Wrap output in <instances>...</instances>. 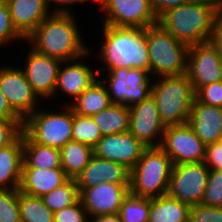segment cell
<instances>
[{"label": "cell", "instance_id": "277c9868", "mask_svg": "<svg viewBox=\"0 0 222 222\" xmlns=\"http://www.w3.org/2000/svg\"><path fill=\"white\" fill-rule=\"evenodd\" d=\"M151 95L166 127L188 123L196 96L187 74L154 78Z\"/></svg>", "mask_w": 222, "mask_h": 222}, {"label": "cell", "instance_id": "5bb4252c", "mask_svg": "<svg viewBox=\"0 0 222 222\" xmlns=\"http://www.w3.org/2000/svg\"><path fill=\"white\" fill-rule=\"evenodd\" d=\"M129 111L128 131L145 147H160L166 126L161 120L152 95L130 106Z\"/></svg>", "mask_w": 222, "mask_h": 222}, {"label": "cell", "instance_id": "7c38bea8", "mask_svg": "<svg viewBox=\"0 0 222 222\" xmlns=\"http://www.w3.org/2000/svg\"><path fill=\"white\" fill-rule=\"evenodd\" d=\"M160 148L171 158L173 165L205 160L206 145L188 123L167 126Z\"/></svg>", "mask_w": 222, "mask_h": 222}, {"label": "cell", "instance_id": "6da1fadb", "mask_svg": "<svg viewBox=\"0 0 222 222\" xmlns=\"http://www.w3.org/2000/svg\"><path fill=\"white\" fill-rule=\"evenodd\" d=\"M74 15L73 12L52 13L25 39V43L36 52L61 62L83 57L91 50L84 42Z\"/></svg>", "mask_w": 222, "mask_h": 222}, {"label": "cell", "instance_id": "30bf717a", "mask_svg": "<svg viewBox=\"0 0 222 222\" xmlns=\"http://www.w3.org/2000/svg\"><path fill=\"white\" fill-rule=\"evenodd\" d=\"M209 171L204 162L173 165L168 195L189 206L201 204Z\"/></svg>", "mask_w": 222, "mask_h": 222}, {"label": "cell", "instance_id": "4316f807", "mask_svg": "<svg viewBox=\"0 0 222 222\" xmlns=\"http://www.w3.org/2000/svg\"><path fill=\"white\" fill-rule=\"evenodd\" d=\"M92 155L91 146L71 140L60 149L61 168L70 179H76Z\"/></svg>", "mask_w": 222, "mask_h": 222}, {"label": "cell", "instance_id": "5b68a950", "mask_svg": "<svg viewBox=\"0 0 222 222\" xmlns=\"http://www.w3.org/2000/svg\"><path fill=\"white\" fill-rule=\"evenodd\" d=\"M149 51V73L152 79L187 73L189 47L177 40L158 23L145 28Z\"/></svg>", "mask_w": 222, "mask_h": 222}, {"label": "cell", "instance_id": "f35d334b", "mask_svg": "<svg viewBox=\"0 0 222 222\" xmlns=\"http://www.w3.org/2000/svg\"><path fill=\"white\" fill-rule=\"evenodd\" d=\"M190 217L194 222H222V207L190 206Z\"/></svg>", "mask_w": 222, "mask_h": 222}, {"label": "cell", "instance_id": "603a6c76", "mask_svg": "<svg viewBox=\"0 0 222 222\" xmlns=\"http://www.w3.org/2000/svg\"><path fill=\"white\" fill-rule=\"evenodd\" d=\"M23 162L22 132L12 144L0 148V190L19 189Z\"/></svg>", "mask_w": 222, "mask_h": 222}, {"label": "cell", "instance_id": "8fae6325", "mask_svg": "<svg viewBox=\"0 0 222 222\" xmlns=\"http://www.w3.org/2000/svg\"><path fill=\"white\" fill-rule=\"evenodd\" d=\"M0 90L11 109L23 121L41 105V99L18 66H0Z\"/></svg>", "mask_w": 222, "mask_h": 222}, {"label": "cell", "instance_id": "484cf974", "mask_svg": "<svg viewBox=\"0 0 222 222\" xmlns=\"http://www.w3.org/2000/svg\"><path fill=\"white\" fill-rule=\"evenodd\" d=\"M190 215V206L168 194L151 199L148 222H183Z\"/></svg>", "mask_w": 222, "mask_h": 222}, {"label": "cell", "instance_id": "9a60e30c", "mask_svg": "<svg viewBox=\"0 0 222 222\" xmlns=\"http://www.w3.org/2000/svg\"><path fill=\"white\" fill-rule=\"evenodd\" d=\"M24 65L20 66L27 81L41 100H52L61 61L36 52L29 46Z\"/></svg>", "mask_w": 222, "mask_h": 222}, {"label": "cell", "instance_id": "cb8c5ba5", "mask_svg": "<svg viewBox=\"0 0 222 222\" xmlns=\"http://www.w3.org/2000/svg\"><path fill=\"white\" fill-rule=\"evenodd\" d=\"M23 168L62 169L60 149L33 142L23 132Z\"/></svg>", "mask_w": 222, "mask_h": 222}, {"label": "cell", "instance_id": "d6a6232c", "mask_svg": "<svg viewBox=\"0 0 222 222\" xmlns=\"http://www.w3.org/2000/svg\"><path fill=\"white\" fill-rule=\"evenodd\" d=\"M19 189L0 190V222H21Z\"/></svg>", "mask_w": 222, "mask_h": 222}, {"label": "cell", "instance_id": "52a82bcc", "mask_svg": "<svg viewBox=\"0 0 222 222\" xmlns=\"http://www.w3.org/2000/svg\"><path fill=\"white\" fill-rule=\"evenodd\" d=\"M61 108L58 111L38 108L23 121V132L35 143L61 149L72 140L73 125L71 107L64 104Z\"/></svg>", "mask_w": 222, "mask_h": 222}, {"label": "cell", "instance_id": "b9f144b4", "mask_svg": "<svg viewBox=\"0 0 222 222\" xmlns=\"http://www.w3.org/2000/svg\"><path fill=\"white\" fill-rule=\"evenodd\" d=\"M87 1H94L95 3H97V0H49V6L51 8L54 5V7H52L53 13H72V11L70 10L71 6H75L76 4L79 5L82 3L85 4Z\"/></svg>", "mask_w": 222, "mask_h": 222}, {"label": "cell", "instance_id": "7402d4cb", "mask_svg": "<svg viewBox=\"0 0 222 222\" xmlns=\"http://www.w3.org/2000/svg\"><path fill=\"white\" fill-rule=\"evenodd\" d=\"M69 179L63 169L22 168L19 191L30 196L42 197Z\"/></svg>", "mask_w": 222, "mask_h": 222}, {"label": "cell", "instance_id": "8d00e7d4", "mask_svg": "<svg viewBox=\"0 0 222 222\" xmlns=\"http://www.w3.org/2000/svg\"><path fill=\"white\" fill-rule=\"evenodd\" d=\"M195 96L199 102L222 108V81L199 87Z\"/></svg>", "mask_w": 222, "mask_h": 222}, {"label": "cell", "instance_id": "f546056e", "mask_svg": "<svg viewBox=\"0 0 222 222\" xmlns=\"http://www.w3.org/2000/svg\"><path fill=\"white\" fill-rule=\"evenodd\" d=\"M44 204L56 212L75 204L80 199V193L75 179H69L62 186L41 197Z\"/></svg>", "mask_w": 222, "mask_h": 222}, {"label": "cell", "instance_id": "e575fe53", "mask_svg": "<svg viewBox=\"0 0 222 222\" xmlns=\"http://www.w3.org/2000/svg\"><path fill=\"white\" fill-rule=\"evenodd\" d=\"M18 39L19 42L20 40L25 42V39L17 32L12 24L5 0H0V48H3L4 45L6 48L9 43H14L13 41L15 40L18 42Z\"/></svg>", "mask_w": 222, "mask_h": 222}, {"label": "cell", "instance_id": "8992f818", "mask_svg": "<svg viewBox=\"0 0 222 222\" xmlns=\"http://www.w3.org/2000/svg\"><path fill=\"white\" fill-rule=\"evenodd\" d=\"M172 168L171 158L160 147L146 148L130 170V193L150 199L167 195Z\"/></svg>", "mask_w": 222, "mask_h": 222}, {"label": "cell", "instance_id": "f1b7e54d", "mask_svg": "<svg viewBox=\"0 0 222 222\" xmlns=\"http://www.w3.org/2000/svg\"><path fill=\"white\" fill-rule=\"evenodd\" d=\"M18 203L21 222H54V212L44 204L41 197L19 191Z\"/></svg>", "mask_w": 222, "mask_h": 222}, {"label": "cell", "instance_id": "60d3db41", "mask_svg": "<svg viewBox=\"0 0 222 222\" xmlns=\"http://www.w3.org/2000/svg\"><path fill=\"white\" fill-rule=\"evenodd\" d=\"M191 0H149V3L157 16L159 18L164 12L169 9L175 8L185 3L190 2Z\"/></svg>", "mask_w": 222, "mask_h": 222}, {"label": "cell", "instance_id": "f6af8a7d", "mask_svg": "<svg viewBox=\"0 0 222 222\" xmlns=\"http://www.w3.org/2000/svg\"><path fill=\"white\" fill-rule=\"evenodd\" d=\"M90 222H122L119 214L101 215L91 218Z\"/></svg>", "mask_w": 222, "mask_h": 222}, {"label": "cell", "instance_id": "7a4b0ae2", "mask_svg": "<svg viewBox=\"0 0 222 222\" xmlns=\"http://www.w3.org/2000/svg\"><path fill=\"white\" fill-rule=\"evenodd\" d=\"M102 40L94 58L102 64L98 74L117 68L149 71V51L145 28L115 27L102 24ZM97 56V57H96ZM104 66V67H103Z\"/></svg>", "mask_w": 222, "mask_h": 222}, {"label": "cell", "instance_id": "ab89813d", "mask_svg": "<svg viewBox=\"0 0 222 222\" xmlns=\"http://www.w3.org/2000/svg\"><path fill=\"white\" fill-rule=\"evenodd\" d=\"M204 163L209 170H222V140L206 145Z\"/></svg>", "mask_w": 222, "mask_h": 222}, {"label": "cell", "instance_id": "3957f363", "mask_svg": "<svg viewBox=\"0 0 222 222\" xmlns=\"http://www.w3.org/2000/svg\"><path fill=\"white\" fill-rule=\"evenodd\" d=\"M222 0H191L164 12L158 24L188 46L212 39Z\"/></svg>", "mask_w": 222, "mask_h": 222}, {"label": "cell", "instance_id": "836d02e7", "mask_svg": "<svg viewBox=\"0 0 222 222\" xmlns=\"http://www.w3.org/2000/svg\"><path fill=\"white\" fill-rule=\"evenodd\" d=\"M201 204L222 207V170H210L208 183Z\"/></svg>", "mask_w": 222, "mask_h": 222}, {"label": "cell", "instance_id": "9c48e42d", "mask_svg": "<svg viewBox=\"0 0 222 222\" xmlns=\"http://www.w3.org/2000/svg\"><path fill=\"white\" fill-rule=\"evenodd\" d=\"M96 5L106 14L103 25L147 28L158 22L149 0H97Z\"/></svg>", "mask_w": 222, "mask_h": 222}, {"label": "cell", "instance_id": "e0dca14e", "mask_svg": "<svg viewBox=\"0 0 222 222\" xmlns=\"http://www.w3.org/2000/svg\"><path fill=\"white\" fill-rule=\"evenodd\" d=\"M89 54H91L90 51L78 59L61 62L57 74L55 92L52 98H55V94L58 92H61L62 95L66 94L65 96H68L71 101L69 100L65 105H69L70 102H73L99 79L98 70H94L92 68L93 66L90 67L88 63L86 64V62H84L85 57L86 59L87 57H92Z\"/></svg>", "mask_w": 222, "mask_h": 222}, {"label": "cell", "instance_id": "ba28073f", "mask_svg": "<svg viewBox=\"0 0 222 222\" xmlns=\"http://www.w3.org/2000/svg\"><path fill=\"white\" fill-rule=\"evenodd\" d=\"M108 75V76H107ZM101 82L106 87L112 104L128 107L151 95L152 77L149 71L136 68H117L107 72Z\"/></svg>", "mask_w": 222, "mask_h": 222}, {"label": "cell", "instance_id": "74e56055", "mask_svg": "<svg viewBox=\"0 0 222 222\" xmlns=\"http://www.w3.org/2000/svg\"><path fill=\"white\" fill-rule=\"evenodd\" d=\"M54 222H90L81 200L75 204L54 212Z\"/></svg>", "mask_w": 222, "mask_h": 222}, {"label": "cell", "instance_id": "ffe728a7", "mask_svg": "<svg viewBox=\"0 0 222 222\" xmlns=\"http://www.w3.org/2000/svg\"><path fill=\"white\" fill-rule=\"evenodd\" d=\"M5 2L14 28L24 39L53 13L49 0H5Z\"/></svg>", "mask_w": 222, "mask_h": 222}, {"label": "cell", "instance_id": "44dd1931", "mask_svg": "<svg viewBox=\"0 0 222 222\" xmlns=\"http://www.w3.org/2000/svg\"><path fill=\"white\" fill-rule=\"evenodd\" d=\"M188 124L205 144L222 140V108L194 100Z\"/></svg>", "mask_w": 222, "mask_h": 222}, {"label": "cell", "instance_id": "ee69618b", "mask_svg": "<svg viewBox=\"0 0 222 222\" xmlns=\"http://www.w3.org/2000/svg\"><path fill=\"white\" fill-rule=\"evenodd\" d=\"M0 118L1 119H21L9 106L6 97L0 90Z\"/></svg>", "mask_w": 222, "mask_h": 222}, {"label": "cell", "instance_id": "2e32d148", "mask_svg": "<svg viewBox=\"0 0 222 222\" xmlns=\"http://www.w3.org/2000/svg\"><path fill=\"white\" fill-rule=\"evenodd\" d=\"M130 185L99 183L97 186L78 188L80 200L89 218L118 214Z\"/></svg>", "mask_w": 222, "mask_h": 222}, {"label": "cell", "instance_id": "4dcf8cb0", "mask_svg": "<svg viewBox=\"0 0 222 222\" xmlns=\"http://www.w3.org/2000/svg\"><path fill=\"white\" fill-rule=\"evenodd\" d=\"M151 199L129 194L124 198L119 209L122 222H148Z\"/></svg>", "mask_w": 222, "mask_h": 222}, {"label": "cell", "instance_id": "ac0fdd59", "mask_svg": "<svg viewBox=\"0 0 222 222\" xmlns=\"http://www.w3.org/2000/svg\"><path fill=\"white\" fill-rule=\"evenodd\" d=\"M129 131L103 136L93 147L99 158L122 164L131 170L146 149Z\"/></svg>", "mask_w": 222, "mask_h": 222}, {"label": "cell", "instance_id": "d6986e66", "mask_svg": "<svg viewBox=\"0 0 222 222\" xmlns=\"http://www.w3.org/2000/svg\"><path fill=\"white\" fill-rule=\"evenodd\" d=\"M75 180L78 188L93 187L103 182L130 185V170L122 164L93 154L88 165Z\"/></svg>", "mask_w": 222, "mask_h": 222}, {"label": "cell", "instance_id": "1f68e13d", "mask_svg": "<svg viewBox=\"0 0 222 222\" xmlns=\"http://www.w3.org/2000/svg\"><path fill=\"white\" fill-rule=\"evenodd\" d=\"M102 137L100 129L91 116H83L73 112L72 140L93 148Z\"/></svg>", "mask_w": 222, "mask_h": 222}, {"label": "cell", "instance_id": "4fadbf2b", "mask_svg": "<svg viewBox=\"0 0 222 222\" xmlns=\"http://www.w3.org/2000/svg\"><path fill=\"white\" fill-rule=\"evenodd\" d=\"M186 74L195 91L204 85L222 81V60L212 40L189 47Z\"/></svg>", "mask_w": 222, "mask_h": 222}, {"label": "cell", "instance_id": "d590c367", "mask_svg": "<svg viewBox=\"0 0 222 222\" xmlns=\"http://www.w3.org/2000/svg\"><path fill=\"white\" fill-rule=\"evenodd\" d=\"M23 132L22 119L0 118V148L12 144Z\"/></svg>", "mask_w": 222, "mask_h": 222}, {"label": "cell", "instance_id": "d4e9b609", "mask_svg": "<svg viewBox=\"0 0 222 222\" xmlns=\"http://www.w3.org/2000/svg\"><path fill=\"white\" fill-rule=\"evenodd\" d=\"M102 78L95 81L79 97L69 104L75 114L92 116L108 108L112 103L106 87L101 82Z\"/></svg>", "mask_w": 222, "mask_h": 222}, {"label": "cell", "instance_id": "83f0119b", "mask_svg": "<svg viewBox=\"0 0 222 222\" xmlns=\"http://www.w3.org/2000/svg\"><path fill=\"white\" fill-rule=\"evenodd\" d=\"M91 117L100 129L102 136L128 131L130 111L126 105L111 104Z\"/></svg>", "mask_w": 222, "mask_h": 222}, {"label": "cell", "instance_id": "7bdbcfd3", "mask_svg": "<svg viewBox=\"0 0 222 222\" xmlns=\"http://www.w3.org/2000/svg\"><path fill=\"white\" fill-rule=\"evenodd\" d=\"M212 42L218 47L222 60V12L218 15L213 30Z\"/></svg>", "mask_w": 222, "mask_h": 222}, {"label": "cell", "instance_id": "bcb514c9", "mask_svg": "<svg viewBox=\"0 0 222 222\" xmlns=\"http://www.w3.org/2000/svg\"><path fill=\"white\" fill-rule=\"evenodd\" d=\"M183 222H194L190 215Z\"/></svg>", "mask_w": 222, "mask_h": 222}]
</instances>
